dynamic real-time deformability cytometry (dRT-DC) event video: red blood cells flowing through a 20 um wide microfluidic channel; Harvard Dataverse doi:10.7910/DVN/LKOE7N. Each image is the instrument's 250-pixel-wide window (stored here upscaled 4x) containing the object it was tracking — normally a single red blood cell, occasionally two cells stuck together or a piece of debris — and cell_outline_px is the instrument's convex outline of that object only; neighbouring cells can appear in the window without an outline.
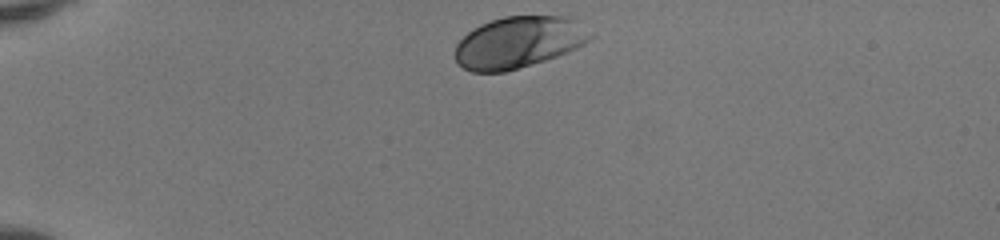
{"species": "human", "species_latin": "Homo sapiens", "temperature_condition": "room temperature", "stored_images_in_passage": 34, "camera_frame_rate_fps": 3000, "um_per_image_px": 0.085, "donor": {"sex": "female"}, "frame": {"image": 1, "passage_image": 1, "time_ms": 0.0, "image_size_px": [1000, 240], "cell_outline_px": [[596, 36], [592, 40], [568, 52], [544, 60], [504, 72], [472, 72], [456, 64], [456, 44], [468, 32], [480, 24], [504, 16], [568, 16], [576, 20], [592, 32]], "centroid_in_image_um": [44.12, 3.58], "position_along_channel_um": 40.9, "area_um2": 40.75}}
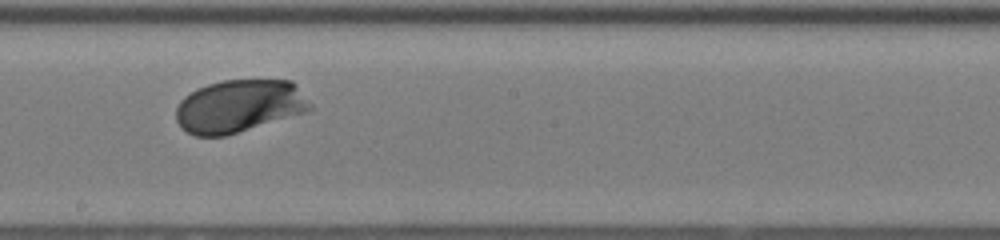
{"frame": {"image": 2, "passage_image": 19, "time_ms": 6.0, "image_size_px": [1000, 240], "cell_outline_px": [[312, 108], [304, 112], [224, 136], [196, 136], [180, 128], [176, 120], [176, 108], [180, 100], [184, 96], [196, 88], [208, 84], [224, 80], [292, 80], [296, 84], [312, 104]], "centroid_in_image_um": [20.29, 9.01], "position_along_channel_um": 227.9, "area_um2": 41.1}}
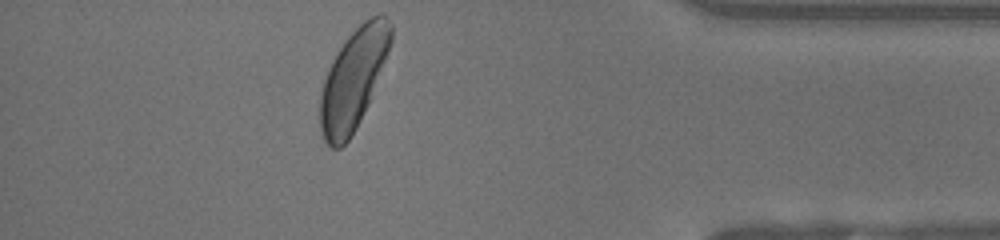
{"frame": {"image": 3, "passage_image": 34, "time_ms": 11.0, "image_size_px": [1000, 240], "cell_outline_px": [[392, 40], [388, 52], [368, 104], [352, 136], [340, 148], [332, 148], [324, 140], [320, 132], [320, 96], [324, 80], [328, 68], [336, 52], [348, 36], [364, 20], [380, 12], [392, 24]], "centroid_in_image_um": [30.02, 6.72], "position_along_channel_um": 405.2, "area_um2": 40.98}, "authors_computed_cell_mechanics": {"area_um2": 40.3444, "velocity_mm_per_s": 4.0723, "shape_relaxation_time_tau1_ms": 1.1439, "shape_relaxation_time_tau2_ms": null, "deformation_change_tau1": 0.0921, "deformation_change_tau2": null}}